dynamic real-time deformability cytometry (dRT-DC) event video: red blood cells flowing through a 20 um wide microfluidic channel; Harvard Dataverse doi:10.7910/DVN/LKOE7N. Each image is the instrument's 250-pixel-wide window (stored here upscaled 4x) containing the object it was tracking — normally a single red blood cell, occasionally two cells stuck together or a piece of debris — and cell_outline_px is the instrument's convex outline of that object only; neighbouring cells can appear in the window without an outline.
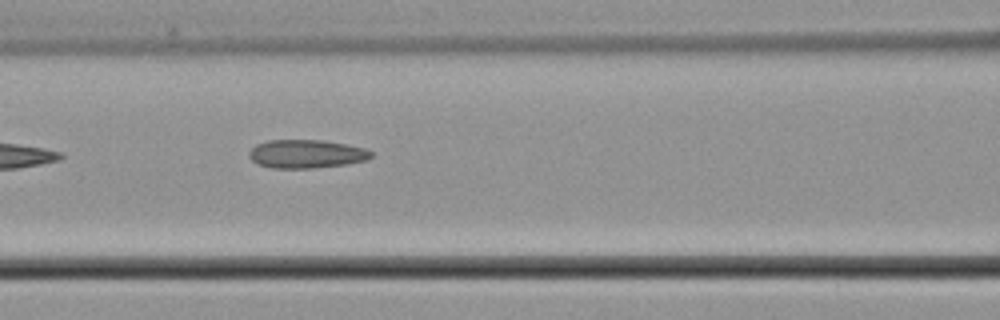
{"species": "common noctule bat (a hibernating species)", "species_latin": "Nyctalus noctula", "temperature_condition": "cold", "stored_images_in_passage": 10, "camera_frame_rate_fps": 3000, "um_per_image_px": 0.085, "animal": {"sex": "male", "body_mass_g": 21.5, "forearm_length_mm": 52.0}, "frame": {"image": 1, "passage_image": 10, "time_ms": 11.667, "image_size_px": [1000, 320], "cell_outline_px": [[372, 156], [368, 160], [344, 164], [312, 168], [272, 168], [256, 164], [248, 156], [248, 152], [256, 144], [268, 140], [324, 140], [364, 148], [372, 152]], "centroid_in_image_um": [26.0, 13.08], "position_along_channel_um": 140.6, "area_um2": 20.23}}